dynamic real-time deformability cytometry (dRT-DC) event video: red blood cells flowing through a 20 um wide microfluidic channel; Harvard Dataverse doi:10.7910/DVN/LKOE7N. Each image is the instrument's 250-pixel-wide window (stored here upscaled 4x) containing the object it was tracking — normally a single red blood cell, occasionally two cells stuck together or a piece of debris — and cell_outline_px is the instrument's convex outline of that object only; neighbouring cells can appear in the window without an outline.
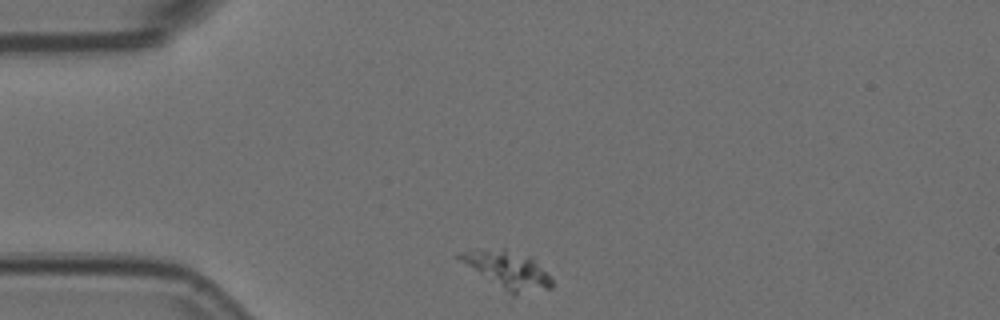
{"species": "Egyptian fruit bat (a non-hibernating species)", "species_latin": "Rousettus aegyptiacus", "temperature_condition": "room temperature", "stored_images_in_passage": 2, "camera_frame_rate_fps": 3000, "um_per_image_px": 0.085, "animal": {"sex": "female"}, "frame": {"image": 1, "passage_image": 1, "time_ms": 0.0, "image_size_px": [1000, 320], "cell_outline_px": [[552, 288], [516, 296], [512, 296], [452, 256], [460, 252], [476, 248], [504, 248], [532, 256], [552, 280]], "centroid_in_image_um": [43.11, 22.92], "position_along_channel_um": 41.9, "area_um2": 20.69}}